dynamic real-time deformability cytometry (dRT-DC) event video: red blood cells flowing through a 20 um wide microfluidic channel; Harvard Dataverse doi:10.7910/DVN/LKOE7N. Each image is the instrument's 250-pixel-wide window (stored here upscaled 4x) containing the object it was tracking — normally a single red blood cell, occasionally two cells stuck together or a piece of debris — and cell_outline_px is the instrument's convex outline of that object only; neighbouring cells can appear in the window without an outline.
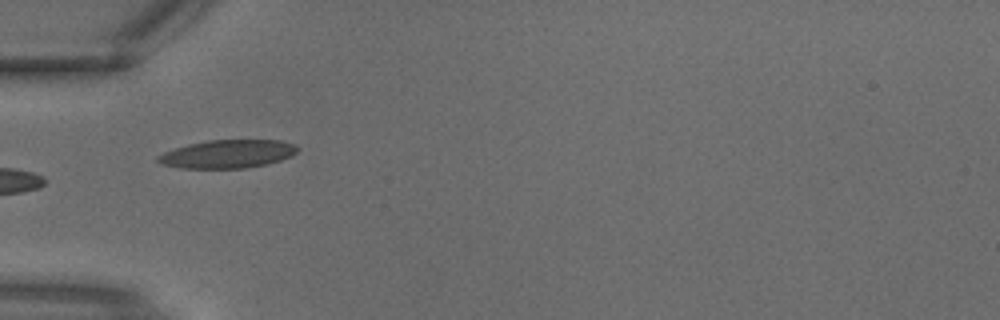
{"species": "common noctule bat (a hibernating species)", "species_latin": "Nyctalus noctula", "temperature_condition": "warm", "stored_images_in_passage": 2, "camera_frame_rate_fps": 3000, "um_per_image_px": 0.085, "animal": {"sex": "male", "body_mass_g": 18.8}, "frame": {"image": 1, "passage_image": 2, "time_ms": 0.333, "image_size_px": [1000, 320], "cell_outline_px": [[300, 148], [292, 156], [268, 164], [244, 168], [180, 168], [160, 164], [156, 160], [156, 156], [164, 152], [188, 144], [208, 140], [280, 140], [296, 144]], "centroid_in_image_um": [19.36, 13.09], "position_along_channel_um": 65.6, "area_um2": 23.12}}